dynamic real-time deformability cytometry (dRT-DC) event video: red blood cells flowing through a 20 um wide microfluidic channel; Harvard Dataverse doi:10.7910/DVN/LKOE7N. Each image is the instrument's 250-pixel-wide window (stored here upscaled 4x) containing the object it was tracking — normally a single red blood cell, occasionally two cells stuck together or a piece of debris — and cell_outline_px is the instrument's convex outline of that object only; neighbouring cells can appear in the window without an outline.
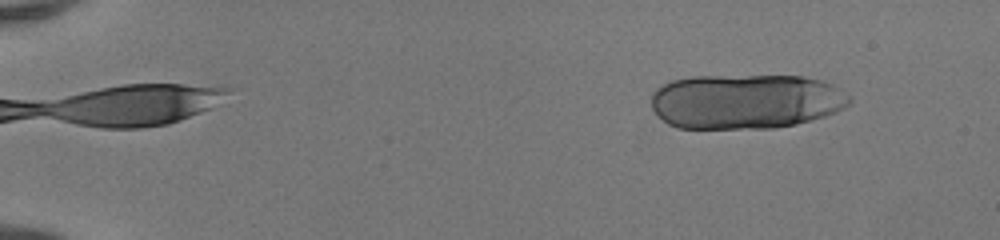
{"species": "human", "species_latin": "Homo sapiens", "temperature_condition": "room temperature", "stored_images_in_passage": 49, "camera_frame_rate_fps": 3000, "um_per_image_px": 0.085, "donor": {"sex": "female"}, "frame": {"image": 1, "passage_image": 5, "time_ms": 1.333, "image_size_px": [1000, 240], "cell_outline_px": [[852, 100], [844, 108], [836, 112], [824, 116], [796, 124], [772, 128], [676, 128], [668, 124], [652, 108], [652, 92], [656, 88], [672, 80], [692, 76], [804, 76], [820, 80], [832, 84], [852, 96]], "centroid_in_image_um": [63.4, 8.61], "position_along_channel_um": 21.6, "area_um2": 63.64}}
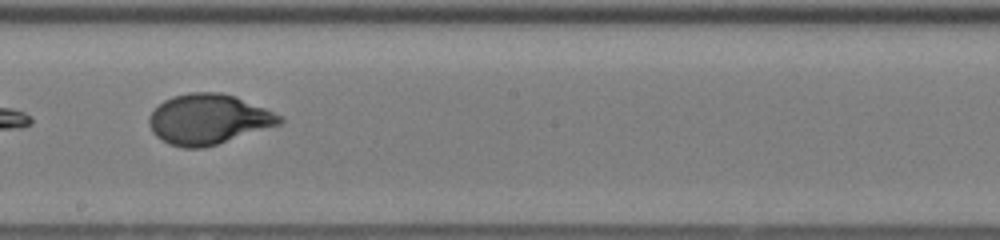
{"frame": {"image": 2, "passage_image": 30, "time_ms": 9.667, "image_size_px": [1000, 240], "cell_outline_px": [[284, 120], [280, 124], [204, 148], [184, 148], [168, 144], [156, 136], [152, 132], [148, 124], [148, 116], [164, 100], [172, 96], [188, 92], [220, 92], [236, 96], [284, 116]], "centroid_in_image_um": [17.7, 10.13], "position_along_channel_um": 230.5, "area_um2": 38.26}}
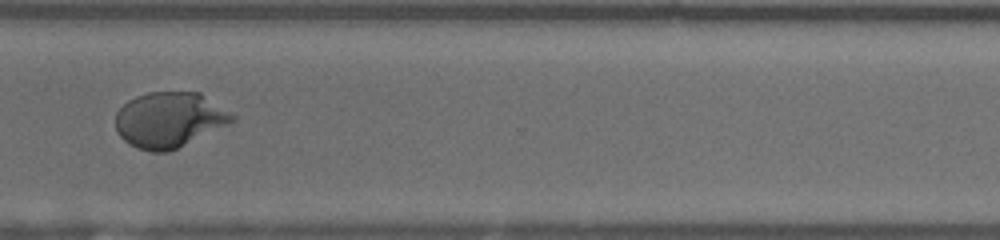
{"frame": {"image": 3, "passage_image": 39, "time_ms": 12.667, "image_size_px": [1000, 240], "cell_outline_px": [[236, 120], [228, 124], [168, 152], [152, 152], [136, 148], [128, 144], [116, 132], [116, 112], [128, 100], [136, 96], [148, 92], [200, 92], [236, 116]], "centroid_in_image_um": [14.36, 10.18], "position_along_channel_um": 356.2, "area_um2": 37.57}, "authors_computed_cell_mechanics": {"area_um2": 38.6104, "velocity_mm_per_s": 4.193, "shape_relaxation_time_tau1_ms": 3.8293, "shape_relaxation_time_tau2_ms": null, "deformation_change_tau1": 0.2136, "deformation_change_tau2": null}}